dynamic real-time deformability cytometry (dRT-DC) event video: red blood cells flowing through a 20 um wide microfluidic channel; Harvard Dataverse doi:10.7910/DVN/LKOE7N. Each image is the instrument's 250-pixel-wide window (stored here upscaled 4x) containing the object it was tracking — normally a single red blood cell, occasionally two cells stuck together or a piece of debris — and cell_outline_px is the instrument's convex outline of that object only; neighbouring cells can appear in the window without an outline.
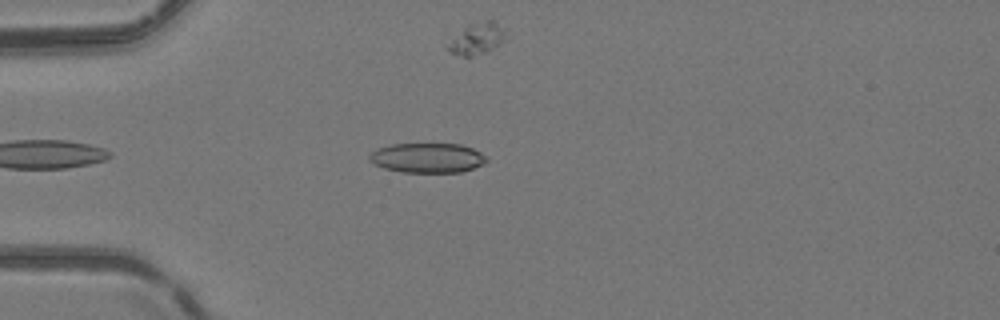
{"species": "common noctule bat (a hibernating species)", "species_latin": "Nyctalus noctula", "temperature_condition": "room temperature", "stored_images_in_passage": 37, "camera_frame_rate_fps": 3000, "um_per_image_px": 0.085, "animal": {"sex": "female", "body_mass_g": 24.6, "forearm_length_mm": 56.2}, "frame": {"image": 1, "passage_image": 6, "time_ms": 1.667, "image_size_px": [1000, 320], "cell_outline_px": [[488, 160], [484, 164], [460, 172], [400, 172], [384, 168], [368, 160], [368, 156], [376, 148], [392, 144], [460, 144], [472, 148], [488, 156]], "centroid_in_image_um": [36.33, 13.41], "position_along_channel_um": 48.7, "area_um2": 20.35}}
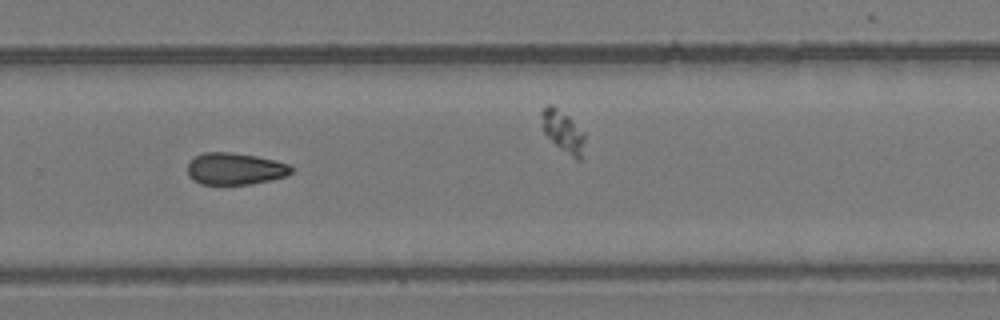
{"frame": {"image": 2, "passage_image": 26, "time_ms": 8.333, "image_size_px": [1000, 320], "cell_outline_px": [[292, 172], [288, 176], [252, 184], [200, 184], [192, 180], [188, 176], [188, 164], [196, 156], [204, 152], [232, 152], [256, 156], [288, 164], [292, 168]], "centroid_in_image_um": [19.97, 14.35], "position_along_channel_um": 309.8, "area_um2": 19.25}}
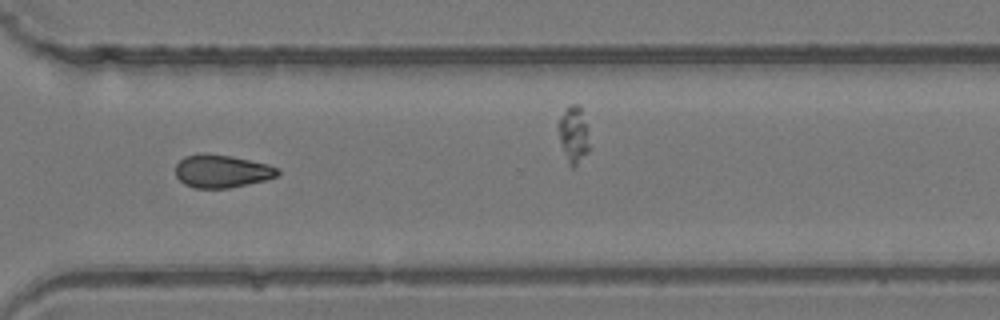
{"frame": {"image": 3, "passage_image": 29, "time_ms": 9.333, "image_size_px": [1000, 320], "cell_outline_px": [[280, 172], [276, 176], [268, 180], [228, 188], [192, 188], [184, 184], [176, 176], [176, 164], [184, 156], [200, 152], [204, 152], [232, 156], [268, 164], [280, 168]], "centroid_in_image_um": [18.85, 14.54], "position_along_channel_um": 351.7, "area_um2": 19.94}}